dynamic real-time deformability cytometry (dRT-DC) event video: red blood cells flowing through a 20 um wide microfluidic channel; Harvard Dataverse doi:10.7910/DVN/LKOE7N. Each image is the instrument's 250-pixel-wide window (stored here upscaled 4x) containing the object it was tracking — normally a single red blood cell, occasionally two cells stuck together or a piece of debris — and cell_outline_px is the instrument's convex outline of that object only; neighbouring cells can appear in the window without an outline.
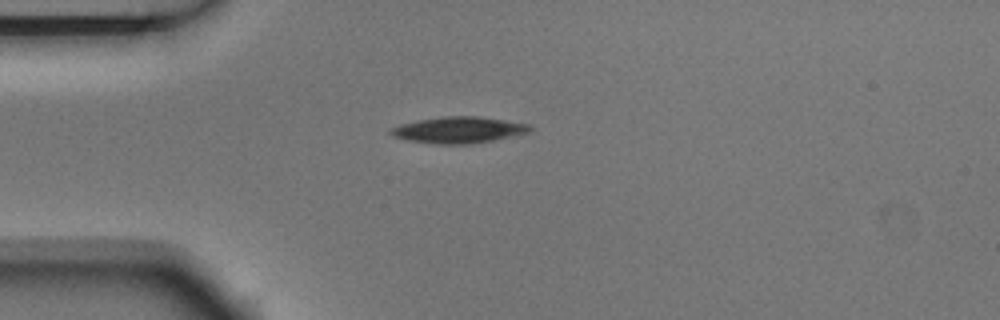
{"species": "Egyptian fruit bat (a non-hibernating species)", "species_latin": "Rousettus aegyptiacus", "temperature_condition": "room temperature", "stored_images_in_passage": 3, "camera_frame_rate_fps": 3000, "um_per_image_px": 0.085, "animal": {"sex": "male"}, "frame": {"image": 1, "passage_image": 3, "time_ms": 0.667, "image_size_px": [1000, 320], "cell_outline_px": [[532, 128], [528, 132], [512, 136], [472, 144], [436, 144], [408, 140], [392, 136], [388, 132], [392, 128], [400, 124], [420, 120], [444, 116], [476, 116], [504, 120], [528, 124]], "centroid_in_image_um": [38.95, 11.05], "position_along_channel_um": 46.0, "area_um2": 21.1}}